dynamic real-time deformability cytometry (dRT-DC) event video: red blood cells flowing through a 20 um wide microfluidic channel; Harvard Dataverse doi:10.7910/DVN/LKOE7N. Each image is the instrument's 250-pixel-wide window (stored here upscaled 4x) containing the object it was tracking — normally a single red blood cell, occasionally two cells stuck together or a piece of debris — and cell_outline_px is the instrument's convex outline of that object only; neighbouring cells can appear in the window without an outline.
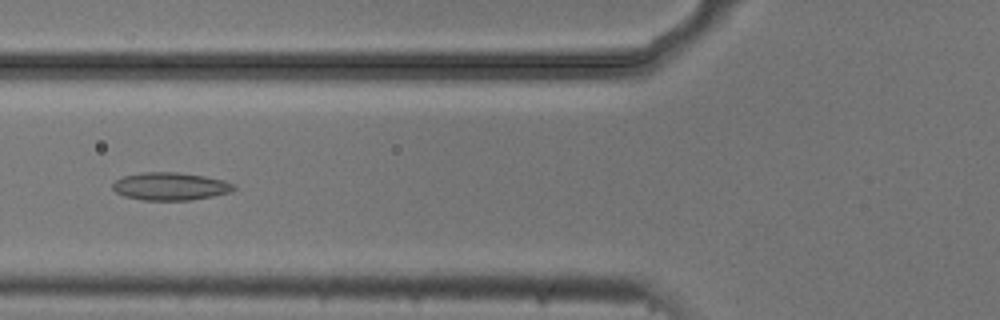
{"species": "common noctule bat (a hibernating species)", "species_latin": "Nyctalus noctula", "temperature_condition": "cold", "stored_images_in_passage": 9, "camera_frame_rate_fps": 3000, "um_per_image_px": 0.085, "animal": {"sex": "male", "body_mass_g": 20.5, "forearm_length_mm": 52.5}, "frame": {"image": 1, "passage_image": 6, "time_ms": 1.667, "image_size_px": [1000, 320], "cell_outline_px": [[236, 188], [232, 192], [192, 200], [144, 200], [124, 196], [116, 192], [112, 188], [112, 184], [116, 180], [124, 176], [140, 172], [176, 172], [204, 176], [224, 180], [236, 184]], "centroid_in_image_um": [14.5, 15.84], "position_along_channel_um": 111.3, "area_um2": 19.71}}
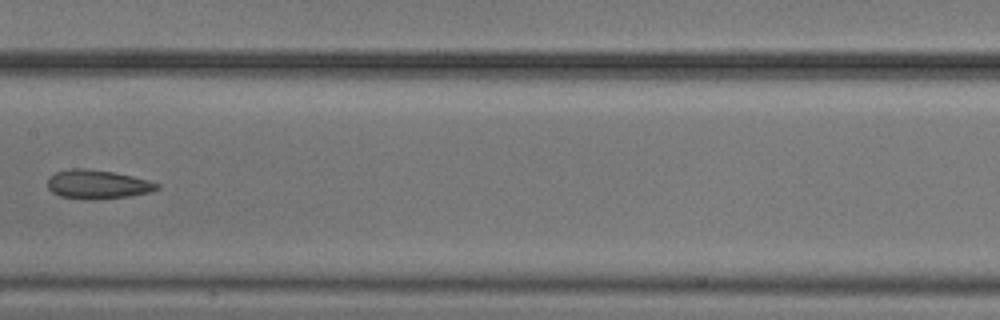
{"frame": {"image": 2, "passage_image": 8, "time_ms": 2.333, "image_size_px": [1000, 320], "cell_outline_px": [[160, 188], [152, 192], [128, 196], [96, 200], [88, 200], [60, 196], [52, 192], [48, 188], [48, 180], [56, 172], [72, 168], [88, 168], [112, 172], [132, 176], [148, 180], [160, 184]], "centroid_in_image_um": [8.31, 15.68], "position_along_channel_um": 199.1, "area_um2": 18.5}}
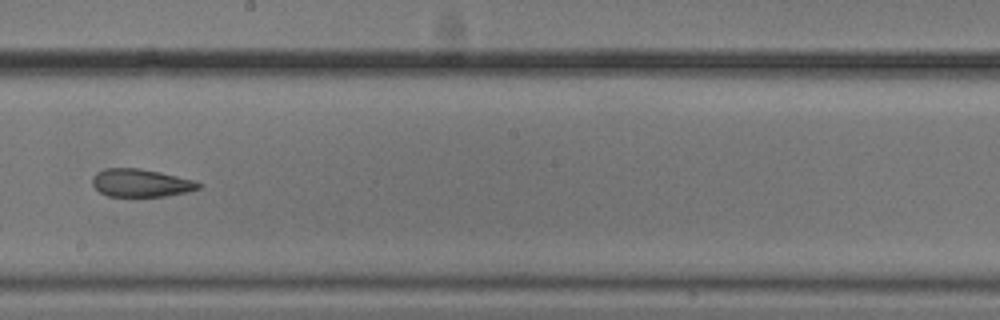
{"frame": {"image": 3, "passage_image": 9, "time_ms": 2.667, "image_size_px": [1000, 320], "cell_outline_px": [[200, 188], [188, 192], [164, 196], [108, 196], [100, 192], [92, 184], [92, 176], [96, 172], [104, 168], [140, 168], [160, 172], [192, 180], [200, 184]], "centroid_in_image_um": [11.93, 15.54], "position_along_channel_um": 236.3, "area_um2": 17.17}}